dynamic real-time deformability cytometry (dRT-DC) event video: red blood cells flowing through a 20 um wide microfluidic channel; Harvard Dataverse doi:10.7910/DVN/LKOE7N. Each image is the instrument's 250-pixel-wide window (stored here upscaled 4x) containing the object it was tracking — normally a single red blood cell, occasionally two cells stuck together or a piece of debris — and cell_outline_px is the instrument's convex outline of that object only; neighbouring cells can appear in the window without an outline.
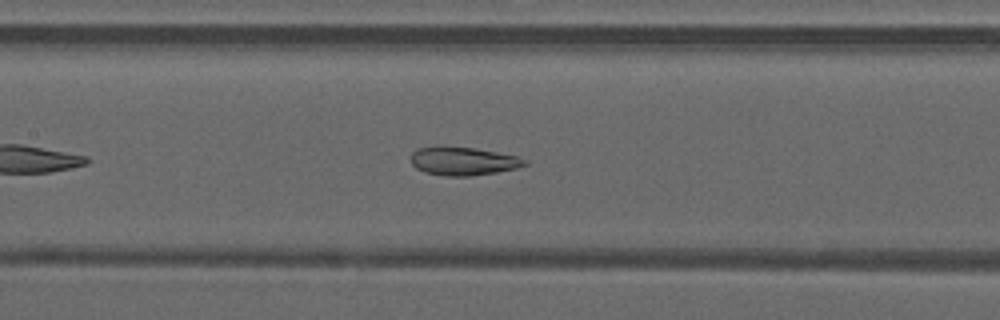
{"species": "common noctule bat (a hibernating species)", "species_latin": "Nyctalus noctula", "temperature_condition": "warm", "stored_images_in_passage": 33, "camera_frame_rate_fps": 3000, "um_per_image_px": 0.085, "animal": {"sex": "male", "forearm_length_mm": 52.5}, "frame": {"image": 1, "passage_image": 11, "time_ms": 3.333, "image_size_px": [1000, 320], "cell_outline_px": [[528, 164], [516, 168], [496, 172], [472, 176], [448, 176], [424, 172], [416, 168], [412, 164], [412, 152], [416, 148], [472, 148], [496, 152], [516, 156], [528, 160]], "centroid_in_image_um": [39.4, 13.72], "position_along_channel_um": 168.0, "area_um2": 18.26}}
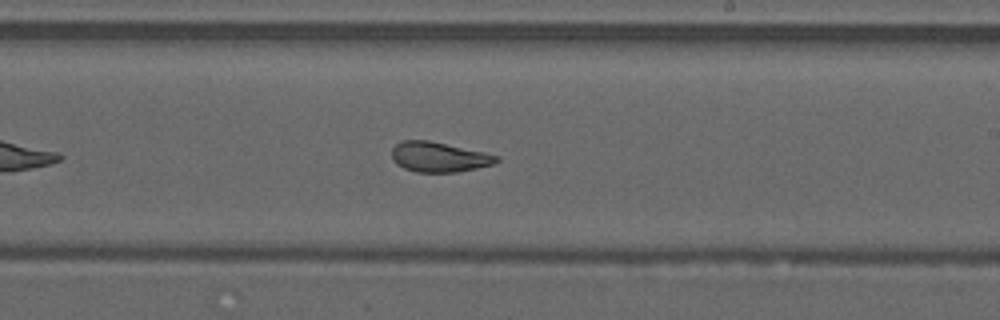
{"frame": {"image": 2, "passage_image": 17, "time_ms": 5.333, "image_size_px": [1000, 320], "cell_outline_px": [[500, 160], [492, 164], [476, 168], [456, 172], [416, 172], [404, 168], [396, 164], [392, 160], [392, 148], [400, 140], [428, 140], [484, 152], [500, 156]], "centroid_in_image_um": [37.28, 13.34], "position_along_channel_um": 251.7, "area_um2": 18.32}}
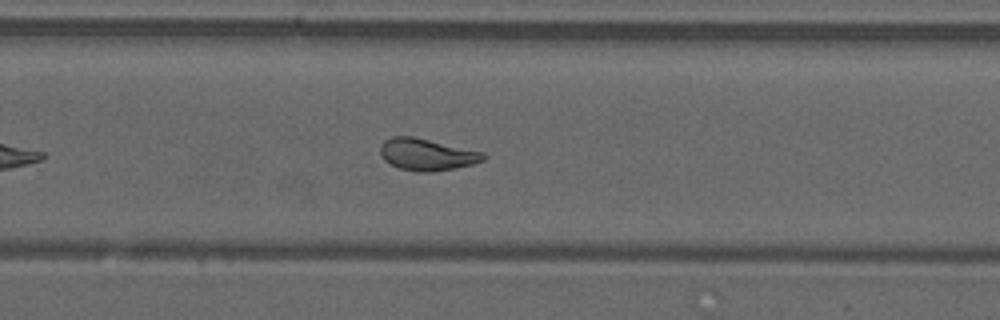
{"frame": {"image": 3, "passage_image": 20, "time_ms": 6.333, "image_size_px": [1000, 320], "cell_outline_px": [[488, 156], [484, 160], [472, 164], [456, 168], [432, 172], [420, 172], [400, 168], [384, 160], [380, 156], [380, 144], [384, 140], [392, 136], [412, 136], [484, 152]], "centroid_in_image_um": [36.28, 13.13], "position_along_channel_um": 293.5, "area_um2": 19.19}, "authors_computed_cell_mechanics": {"area_um2": 18.9584, "velocity_mm_per_s": 4.2034, "shape_relaxation_time_tau1_ms": null, "shape_relaxation_time_tau2_ms": 1.1217, "deformation_change_tau1": null, "deformation_change_tau2": 0.0714}}